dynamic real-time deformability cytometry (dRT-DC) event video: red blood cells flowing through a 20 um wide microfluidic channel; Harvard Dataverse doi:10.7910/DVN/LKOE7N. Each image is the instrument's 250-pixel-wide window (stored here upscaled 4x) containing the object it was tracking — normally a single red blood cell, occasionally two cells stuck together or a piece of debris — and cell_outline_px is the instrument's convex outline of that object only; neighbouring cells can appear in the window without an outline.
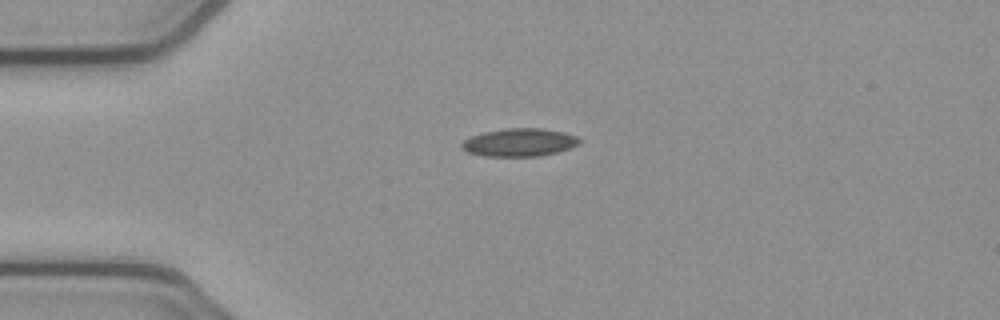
{"species": "common noctule bat (a hibernating species)", "species_latin": "Nyctalus noctula", "temperature_condition": "cold", "stored_images_in_passage": 41, "camera_frame_rate_fps": 3000, "um_per_image_px": 0.085, "animal": {"sex": "female", "body_mass_g": 21.9}, "frame": {"image": 1, "passage_image": 1, "time_ms": 0.0, "image_size_px": [1000, 320], "cell_outline_px": [[584, 140], [580, 144], [572, 148], [540, 156], [484, 156], [468, 152], [460, 148], [460, 144], [464, 140], [472, 136], [484, 132], [508, 128], [544, 128], [564, 132], [576, 136]], "centroid_in_image_um": [44.19, 12.1], "position_along_channel_um": 40.8, "area_um2": 19.36}}
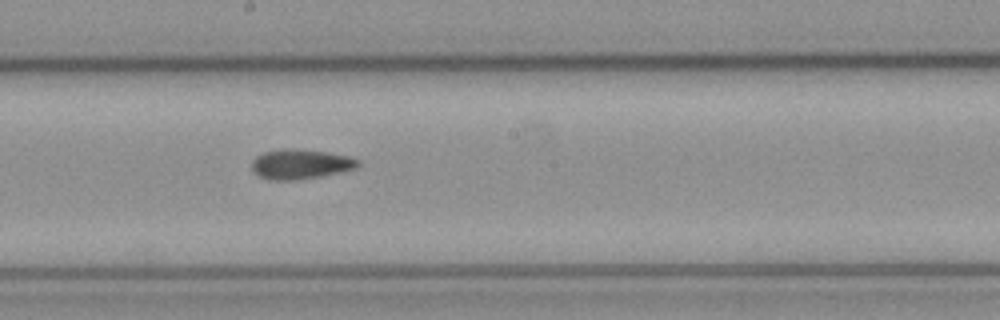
{"frame": {"image": 2, "passage_image": 17, "time_ms": 5.333, "image_size_px": [1000, 320], "cell_outline_px": [[360, 164], [356, 168], [340, 172], [320, 176], [296, 180], [268, 180], [252, 172], [252, 160], [256, 156], [264, 152], [288, 148], [328, 152], [348, 156], [360, 160]], "centroid_in_image_um": [25.53, 13.95], "position_along_channel_um": 222.7, "area_um2": 18.44}}
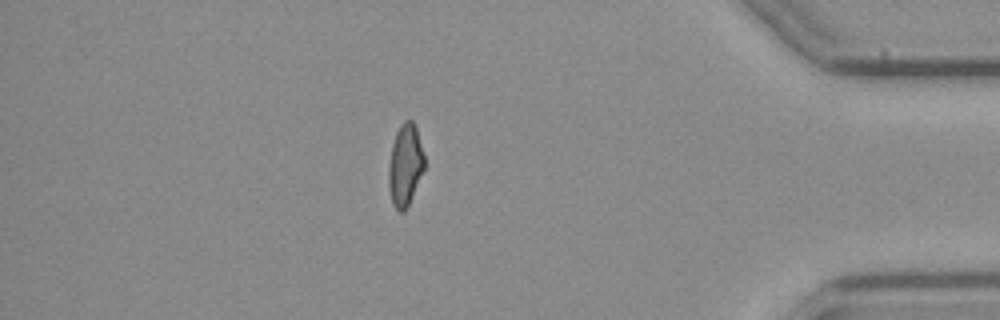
{"frame": {"image": 3, "passage_image": 34, "time_ms": 11.0, "image_size_px": [1000, 320], "cell_outline_px": [[424, 168], [412, 196], [404, 212], [400, 212], [392, 204], [388, 184], [388, 168], [392, 144], [396, 132], [400, 124], [404, 120], [412, 120], [416, 124], [424, 156]], "centroid_in_image_um": [34.43, 13.99], "position_along_channel_um": 400.8, "area_um2": 17.05}, "authors_computed_cell_mechanics": {"area_um2": 17.918, "velocity_mm_per_s": 3.8654, "shape_relaxation_time_tau1_ms": null, "shape_relaxation_time_tau2_ms": 4.6888, "deformation_change_tau1": null, "deformation_change_tau2": 0.1205}}